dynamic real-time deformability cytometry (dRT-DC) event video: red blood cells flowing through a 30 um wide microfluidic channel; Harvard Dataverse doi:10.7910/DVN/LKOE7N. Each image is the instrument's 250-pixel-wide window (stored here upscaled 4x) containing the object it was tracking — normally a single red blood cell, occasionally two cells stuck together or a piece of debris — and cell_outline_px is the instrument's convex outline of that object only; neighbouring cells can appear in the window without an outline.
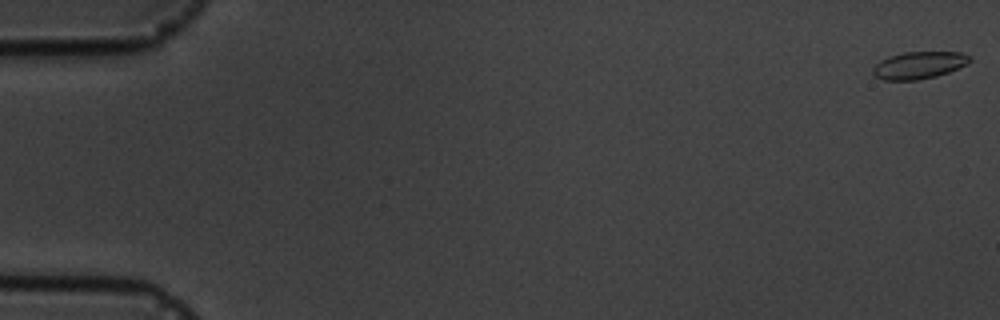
{"species": "common noctule bat (a hibernating species)", "species_latin": "Nyctalus noctula", "temperature_condition": "cold", "stored_images_in_passage": 6, "segment_of_instrument_passage": [1, 2], "camera_frame_rate_fps": 3000, "um_per_image_px": 0.085, "animal": {"sex": "male", "body_mass_g": 19.5, "forearm_length_mm": 54.6}, "frame": {"image": 1, "passage_image": 1, "time_ms": 0.0, "image_size_px": [1000, 320], "cell_outline_px": [[972, 60], [968, 64], [948, 72], [936, 76], [916, 80], [884, 80], [872, 76], [872, 68], [880, 60], [888, 56], [904, 52], [960, 52], [972, 56]], "centroid_in_image_um": [78.1, 5.54], "position_along_channel_um": 6.9, "area_um2": 15.55}}
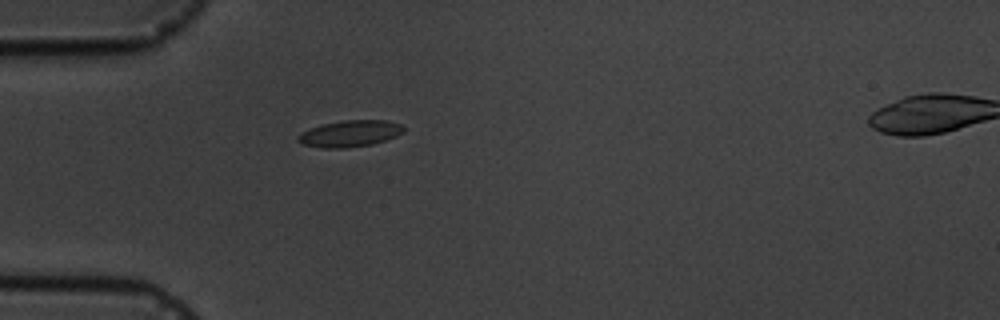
{"frame": {"image": 2, "passage_image": 5, "time_ms": 5.333, "image_size_px": [1000, 320], "cell_outline_px": [[404, 132], [396, 136], [372, 144], [344, 148], [324, 148], [300, 144], [296, 140], [296, 136], [300, 132], [324, 124], [344, 120], [388, 120], [400, 124], [404, 128]], "centroid_in_image_um": [29.71, 11.36], "position_along_channel_um": 55.3, "area_um2": 16.3}}